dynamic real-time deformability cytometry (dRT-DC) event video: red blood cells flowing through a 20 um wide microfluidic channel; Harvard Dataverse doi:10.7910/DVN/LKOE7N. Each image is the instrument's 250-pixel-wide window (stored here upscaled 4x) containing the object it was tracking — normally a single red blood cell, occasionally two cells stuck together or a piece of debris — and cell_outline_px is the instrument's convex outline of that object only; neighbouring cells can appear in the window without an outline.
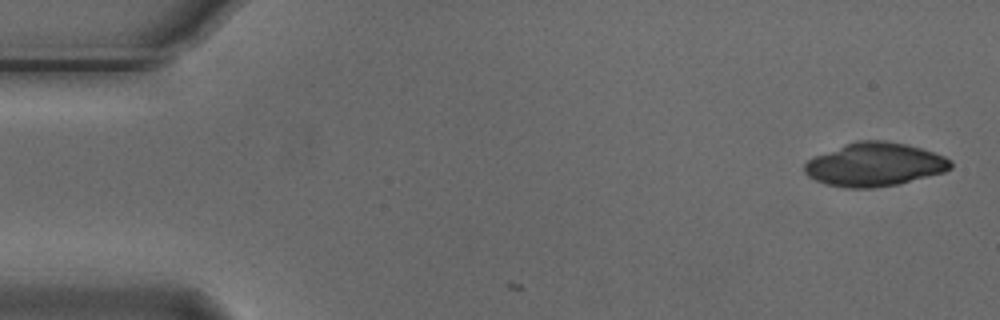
{"species": "Egyptian fruit bat (a non-hibernating species)", "species_latin": "Rousettus aegyptiacus", "temperature_condition": "cold", "stored_images_in_passage": 5, "camera_frame_rate_fps": 3000, "um_per_image_px": 0.085, "animal": {"sex": "male"}, "frame": {"image": 1, "passage_image": 1, "time_ms": 0.0, "image_size_px": [1000, 320], "cell_outline_px": [[952, 168], [944, 172], [896, 184], [872, 188], [848, 188], [828, 184], [816, 180], [808, 176], [804, 172], [804, 164], [808, 160], [816, 156], [856, 140], [884, 140], [904, 144], [920, 148], [944, 156], [952, 160]], "centroid_in_image_um": [74.35, 13.98], "position_along_channel_um": 10.6, "area_um2": 36.59}}